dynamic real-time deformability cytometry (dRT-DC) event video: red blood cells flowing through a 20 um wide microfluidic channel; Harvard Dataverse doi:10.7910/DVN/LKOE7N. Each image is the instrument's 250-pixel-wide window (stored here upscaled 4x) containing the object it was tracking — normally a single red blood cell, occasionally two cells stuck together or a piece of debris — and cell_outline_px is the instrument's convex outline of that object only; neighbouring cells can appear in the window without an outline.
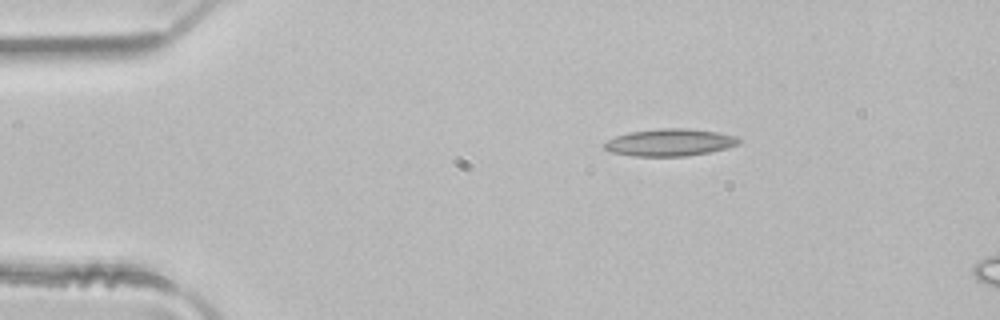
{"species": "common noctule bat (a hibernating species)", "species_latin": "Nyctalus noctula", "temperature_condition": "room temperature", "stored_images_in_passage": 6, "camera_frame_rate_fps": 3000, "um_per_image_px": 0.085, "animal": {"sex": "male", "body_mass_g": 21.5, "forearm_length_mm": 52.0}, "frame": {"image": 1, "passage_image": 1, "time_ms": 0.0, "image_size_px": [1000, 320], "cell_outline_px": [[740, 144], [728, 148], [688, 156], [632, 156], [612, 152], [604, 148], [604, 144], [608, 140], [616, 136], [628, 132], [660, 128], [688, 128], [716, 132], [736, 136], [740, 140]], "centroid_in_image_um": [56.95, 12.1], "position_along_channel_um": 28.1, "area_um2": 21.33}}